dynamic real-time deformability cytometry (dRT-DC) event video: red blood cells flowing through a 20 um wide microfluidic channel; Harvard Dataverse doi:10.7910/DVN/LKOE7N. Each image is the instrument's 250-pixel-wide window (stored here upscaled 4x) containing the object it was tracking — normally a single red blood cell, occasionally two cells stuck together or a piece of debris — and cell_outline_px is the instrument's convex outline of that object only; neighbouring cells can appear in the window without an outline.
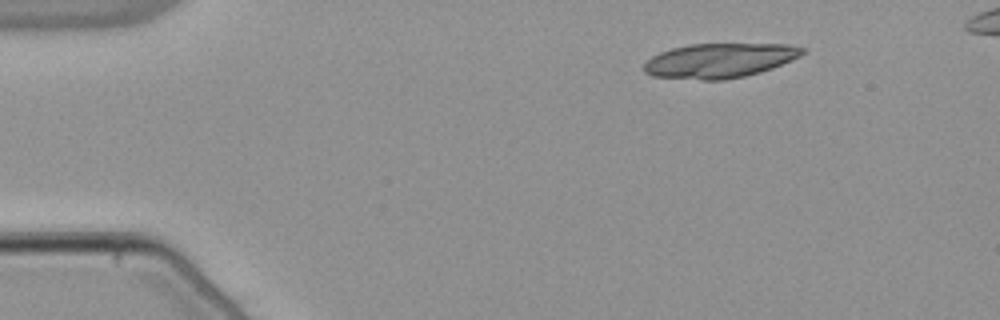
{"species": "common noctule bat (a hibernating species)", "species_latin": "Nyctalus noctula", "temperature_condition": "warm", "stored_images_in_passage": 13, "camera_frame_rate_fps": 3000, "um_per_image_px": 0.085, "animal": {"sex": "male", "body_mass_g": 21.5, "forearm_length_mm": 52.0}, "frame": {"image": 1, "passage_image": 1, "time_ms": 0.0, "image_size_px": [1000, 320], "cell_outline_px": [[804, 52], [800, 56], [792, 60], [772, 68], [760, 72], [744, 76], [724, 80], [700, 80], [652, 76], [644, 72], [644, 64], [652, 56], [660, 52], [672, 48], [688, 44], [788, 44], [804, 48]], "centroid_in_image_um": [61.15, 5.15], "position_along_channel_um": 23.9, "area_um2": 31.91}}